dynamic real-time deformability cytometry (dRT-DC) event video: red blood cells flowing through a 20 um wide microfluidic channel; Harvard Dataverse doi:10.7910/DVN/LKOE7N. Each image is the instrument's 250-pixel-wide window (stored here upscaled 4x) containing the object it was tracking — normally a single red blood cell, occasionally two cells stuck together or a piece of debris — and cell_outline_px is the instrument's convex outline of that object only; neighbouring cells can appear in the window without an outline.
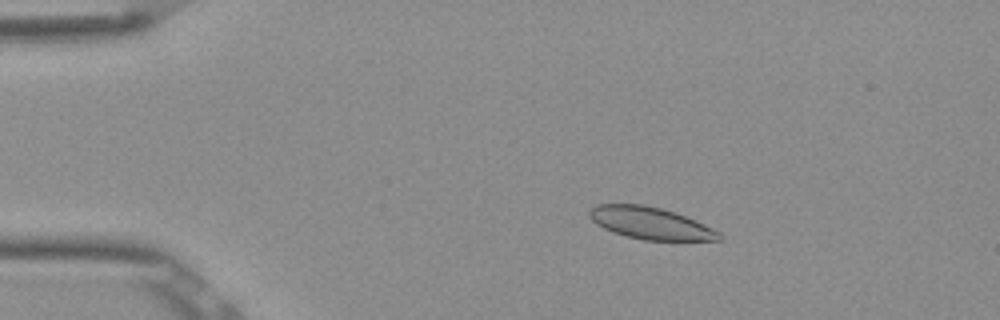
{"species": "Egyptian fruit bat (a non-hibernating species)", "species_latin": "Rousettus aegyptiacus", "temperature_condition": "room temperature", "stored_images_in_passage": 5, "camera_frame_rate_fps": 3000, "um_per_image_px": 0.085, "frame": {"image": 1, "passage_image": 3, "time_ms": 0.667, "image_size_px": [1000, 320], "cell_outline_px": [[724, 236], [720, 240], [644, 240], [612, 232], [596, 224], [588, 216], [588, 212], [596, 204], [644, 204], [676, 212], [704, 224], [720, 232]], "centroid_in_image_um": [55.29, 18.96], "position_along_channel_um": 29.7, "area_um2": 24.22}}
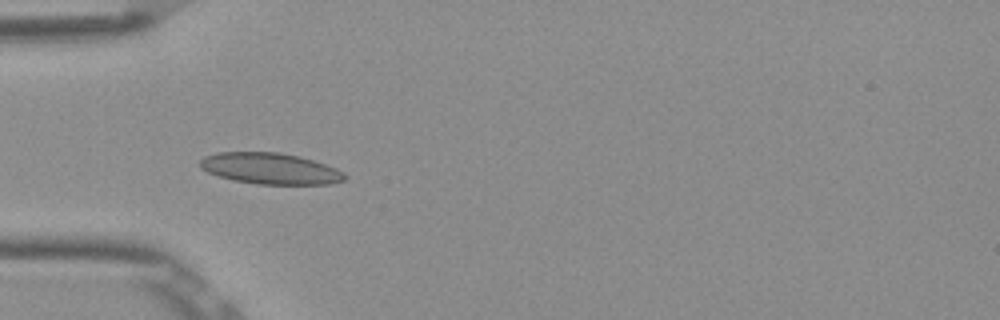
{"frame": {"image": 2, "passage_image": 5, "time_ms": 1.333, "image_size_px": [1000, 320], "cell_outline_px": [[348, 176], [344, 180], [332, 184], [256, 184], [232, 180], [208, 172], [200, 168], [200, 160], [204, 156], [216, 152], [280, 152], [300, 156], [336, 168], [344, 172]], "centroid_in_image_um": [22.98, 14.32], "position_along_channel_um": 62.0, "area_um2": 26.41}}